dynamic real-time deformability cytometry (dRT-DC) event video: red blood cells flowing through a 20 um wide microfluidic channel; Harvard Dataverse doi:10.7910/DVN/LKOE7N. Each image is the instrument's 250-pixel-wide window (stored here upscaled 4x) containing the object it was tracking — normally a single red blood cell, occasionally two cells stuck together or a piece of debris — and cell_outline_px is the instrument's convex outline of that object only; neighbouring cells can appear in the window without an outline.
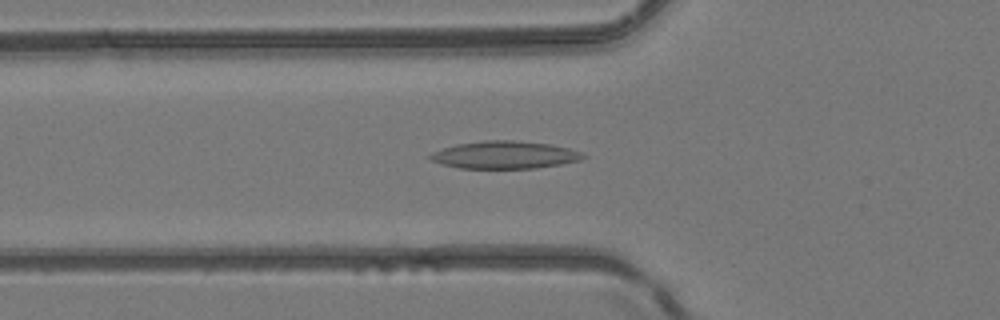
{"species": "common noctule bat (a hibernating species)", "species_latin": "Nyctalus noctula", "temperature_condition": "room temperature", "stored_images_in_passage": 46, "camera_frame_rate_fps": 3000, "um_per_image_px": 0.085, "animal": {"sex": "female", "body_mass_g": 24.6, "forearm_length_mm": 56.2}, "frame": {"image": 1, "passage_image": 15, "time_ms": 4.667, "image_size_px": [1000, 320], "cell_outline_px": [[588, 156], [580, 160], [560, 164], [536, 168], [460, 168], [444, 164], [432, 160], [428, 156], [432, 152], [456, 144], [484, 140], [512, 140], [548, 144], [568, 148], [584, 152]], "centroid_in_image_um": [42.93, 13.16], "position_along_channel_um": 82.9, "area_um2": 24.39}}
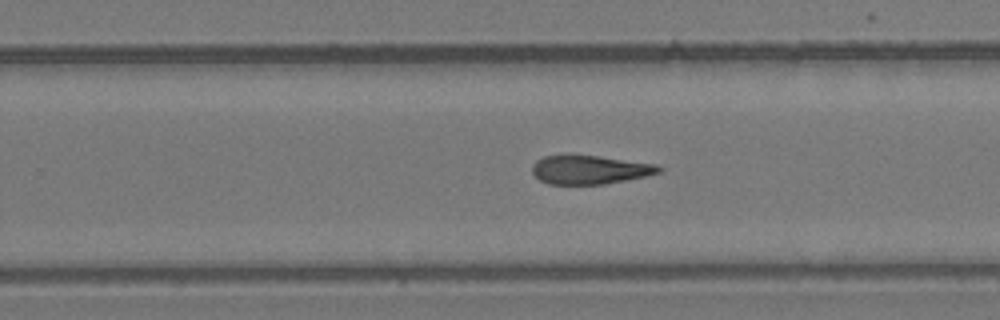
{"frame": {"image": 2, "passage_image": 29, "time_ms": 9.333, "image_size_px": [1000, 320], "cell_outline_px": [[664, 168], [660, 172], [628, 180], [604, 184], [548, 184], [540, 180], [532, 172], [532, 164], [536, 160], [544, 156], [596, 156], [656, 164]], "centroid_in_image_um": [50.13, 14.44], "position_along_channel_um": 279.7, "area_um2": 20.92}}
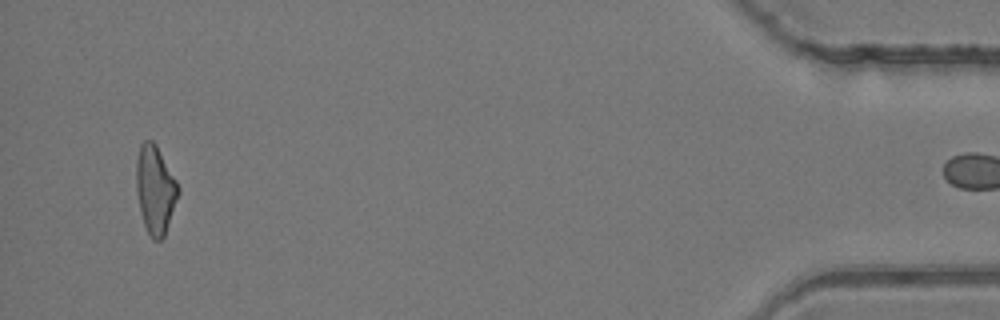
{"frame": {"image": 3, "passage_image": 45, "time_ms": 14.667, "image_size_px": [1000, 320], "cell_outline_px": [[180, 192], [164, 236], [160, 240], [152, 240], [144, 224], [140, 212], [136, 188], [136, 160], [140, 144], [144, 140], [152, 140], [156, 144], [176, 180], [180, 188]], "centroid_in_image_um": [13.19, 16.1], "position_along_channel_um": 422.0, "area_um2": 21.56}}